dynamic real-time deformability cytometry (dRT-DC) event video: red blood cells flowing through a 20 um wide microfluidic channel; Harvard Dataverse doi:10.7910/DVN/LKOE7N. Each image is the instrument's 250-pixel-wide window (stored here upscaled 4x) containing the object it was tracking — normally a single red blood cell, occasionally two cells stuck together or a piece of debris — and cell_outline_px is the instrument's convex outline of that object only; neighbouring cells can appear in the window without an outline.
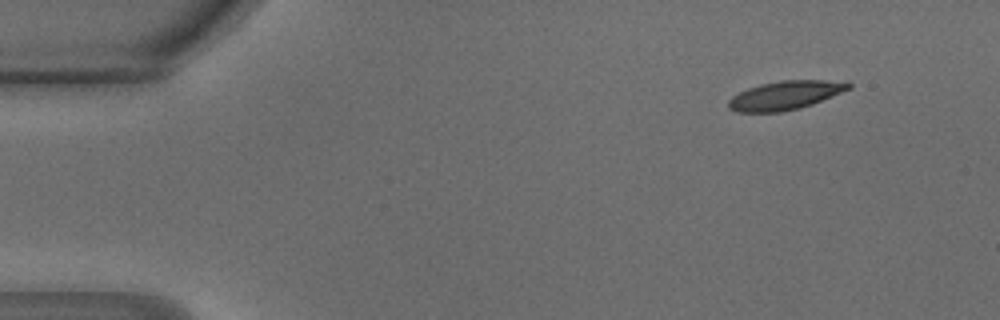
{"species": "common noctule bat (a hibernating species)", "species_latin": "Nyctalus noctula", "temperature_condition": "warm", "stored_images_in_passage": 44, "camera_frame_rate_fps": 3000, "um_per_image_px": 0.085, "animal": {"sex": "male", "body_mass_g": 18.8}, "frame": {"image": 1, "passage_image": 1, "time_ms": 0.0, "image_size_px": [1000, 320], "cell_outline_px": [[852, 88], [812, 104], [800, 108], [780, 112], [736, 112], [728, 108], [728, 100], [732, 96], [748, 88], [760, 84], [780, 80], [848, 80], [852, 84]], "centroid_in_image_um": [66.78, 8.09], "position_along_channel_um": 18.2, "area_um2": 20.35}}
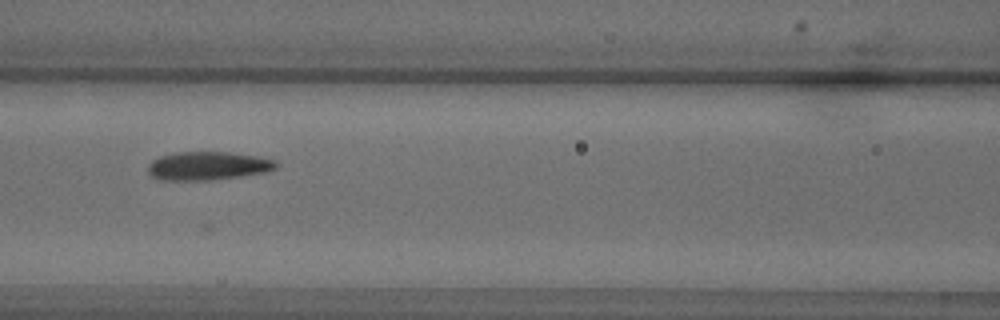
{"frame": {"image": 2, "passage_image": 17, "time_ms": 5.333, "image_size_px": [1000, 320], "cell_outline_px": [[280, 164], [276, 168], [264, 172], [240, 176], [212, 180], [160, 180], [152, 176], [148, 172], [148, 164], [152, 160], [160, 156], [176, 152], [228, 152], [260, 156], [276, 160]], "centroid_in_image_um": [17.68, 14.09], "position_along_channel_um": 148.9, "area_um2": 21.39}}
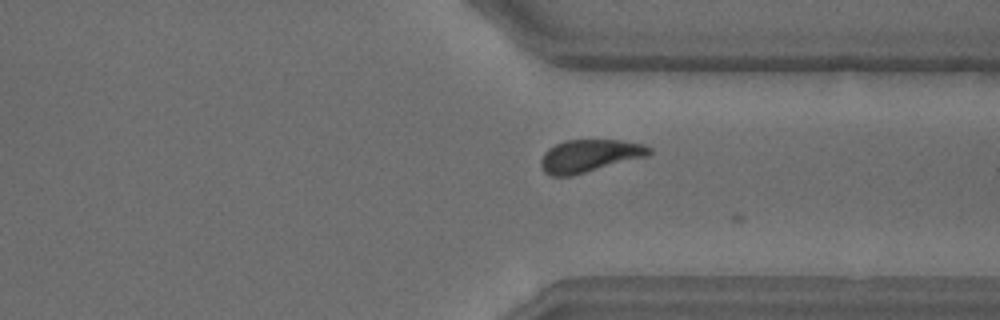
{"frame": {"image": 3, "passage_image": 32, "time_ms": 10.333, "image_size_px": [1000, 320], "cell_outline_px": [[652, 152], [648, 156], [572, 176], [552, 176], [544, 172], [540, 164], [540, 160], [544, 152], [548, 148], [564, 140], [620, 140], [644, 144], [652, 148]], "centroid_in_image_um": [50.11, 13.24], "position_along_channel_um": 361.3, "area_um2": 20.75}}